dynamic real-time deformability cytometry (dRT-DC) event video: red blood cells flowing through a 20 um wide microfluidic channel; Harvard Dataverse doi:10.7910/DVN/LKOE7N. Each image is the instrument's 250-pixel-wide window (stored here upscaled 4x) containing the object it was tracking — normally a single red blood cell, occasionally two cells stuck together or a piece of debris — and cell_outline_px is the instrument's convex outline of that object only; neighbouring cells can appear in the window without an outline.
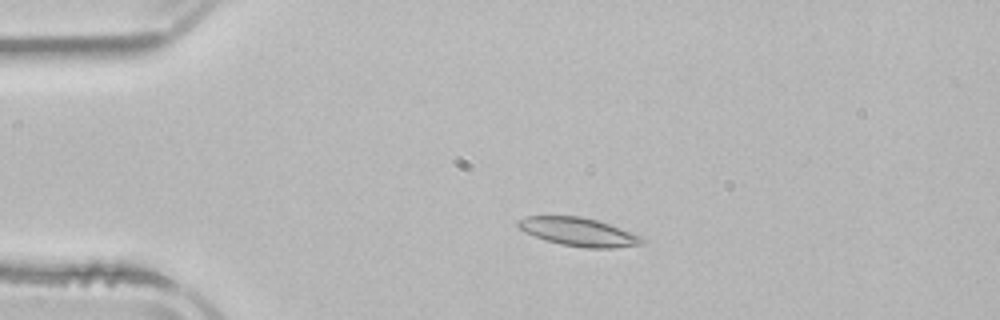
{"species": "common noctule bat (a hibernating species)", "species_latin": "Nyctalus noctula", "temperature_condition": "room temperature", "stored_images_in_passage": 3, "camera_frame_rate_fps": 3000, "um_per_image_px": 0.085, "animal": {"sex": "male", "body_mass_g": 21.5, "forearm_length_mm": 52.0}, "frame": {"image": 1, "passage_image": 2, "time_ms": 1.667, "image_size_px": [1000, 320], "cell_outline_px": [[648, 240], [644, 244], [612, 248], [584, 248], [560, 244], [544, 240], [524, 232], [516, 224], [516, 220], [528, 216], [580, 216], [596, 220], [608, 224], [640, 236]], "centroid_in_image_um": [49.16, 19.72], "position_along_channel_um": 35.8, "area_um2": 20.52}}